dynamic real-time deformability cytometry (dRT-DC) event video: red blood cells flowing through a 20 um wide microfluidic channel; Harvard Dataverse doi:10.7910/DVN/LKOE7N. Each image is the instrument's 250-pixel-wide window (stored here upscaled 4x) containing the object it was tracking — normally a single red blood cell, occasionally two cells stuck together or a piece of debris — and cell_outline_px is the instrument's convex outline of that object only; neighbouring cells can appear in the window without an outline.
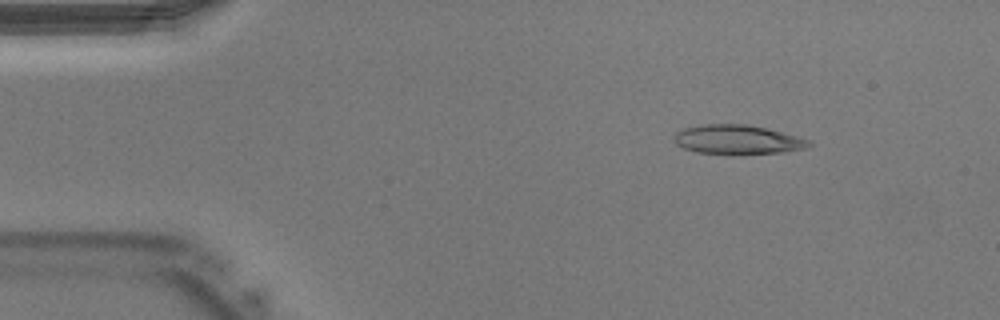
{"species": "Egyptian fruit bat (a non-hibernating species)", "species_latin": "Rousettus aegyptiacus", "temperature_condition": "warm", "stored_images_in_passage": 7, "camera_frame_rate_fps": 3000, "um_per_image_px": 0.085, "animal": {"sex": "male"}, "frame": {"image": 1, "passage_image": 1, "time_ms": 0.0, "image_size_px": [1000, 320], "cell_outline_px": [[812, 144], [804, 148], [784, 152], [696, 152], [684, 148], [676, 144], [672, 140], [672, 136], [676, 132], [684, 128], [704, 124], [748, 124], [796, 136], [808, 140]], "centroid_in_image_um": [62.61, 11.83], "position_along_channel_um": 22.4, "area_um2": 22.14}}